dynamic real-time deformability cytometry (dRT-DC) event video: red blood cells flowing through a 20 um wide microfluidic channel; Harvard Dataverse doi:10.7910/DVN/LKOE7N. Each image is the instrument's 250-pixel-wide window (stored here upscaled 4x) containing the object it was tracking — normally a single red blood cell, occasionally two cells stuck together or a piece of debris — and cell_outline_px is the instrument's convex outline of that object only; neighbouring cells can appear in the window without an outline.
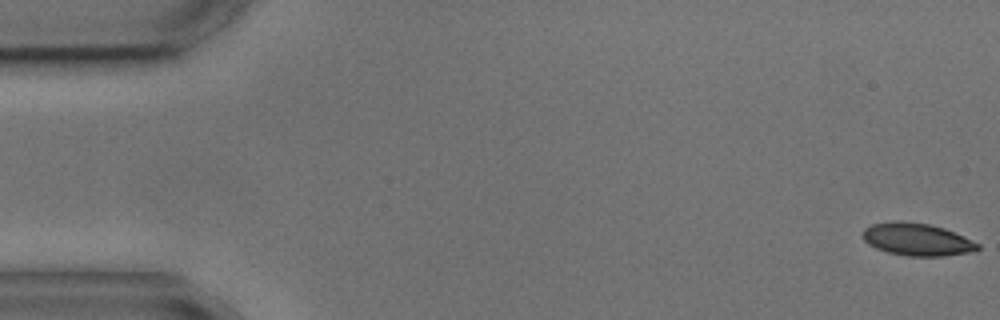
{"species": "common noctule bat (a hibernating species)", "species_latin": "Nyctalus noctula", "temperature_condition": "cold", "stored_images_in_passage": 5, "camera_frame_rate_fps": 3000, "um_per_image_px": 0.085, "animal": {"sex": "male", "body_mass_g": 17.9, "forearm_length_mm": 54.2}, "frame": {"image": 1, "passage_image": 1, "time_ms": 0.0, "image_size_px": [1000, 320], "cell_outline_px": [[980, 248], [976, 252], [944, 256], [908, 256], [888, 252], [876, 248], [868, 244], [864, 240], [864, 228], [872, 224], [892, 220], [904, 220], [928, 224], [944, 228], [964, 236], [980, 244]], "centroid_in_image_um": [77.98, 20.35], "position_along_channel_um": 7.0, "area_um2": 22.02}}
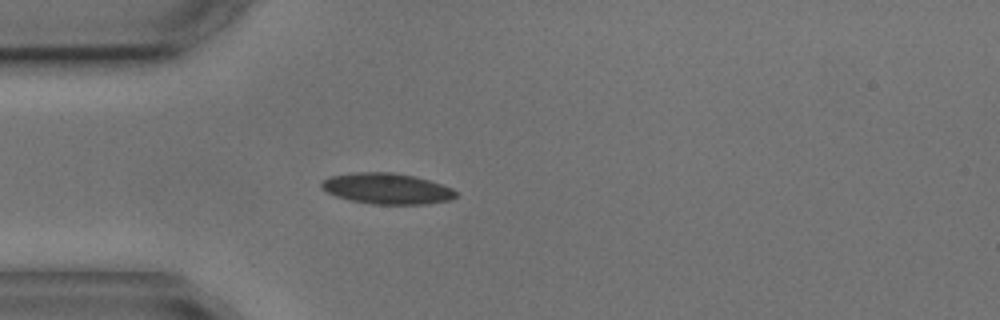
{"frame": {"image": 2, "passage_image": 5, "time_ms": 4.667, "image_size_px": [1000, 320], "cell_outline_px": [[460, 196], [448, 200], [428, 204], [372, 204], [352, 200], [336, 196], [320, 188], [320, 184], [328, 176], [352, 172], [392, 172], [412, 176], [428, 180], [452, 188]], "centroid_in_image_um": [32.87, 16.03], "position_along_channel_um": 52.1, "area_um2": 24.16}}